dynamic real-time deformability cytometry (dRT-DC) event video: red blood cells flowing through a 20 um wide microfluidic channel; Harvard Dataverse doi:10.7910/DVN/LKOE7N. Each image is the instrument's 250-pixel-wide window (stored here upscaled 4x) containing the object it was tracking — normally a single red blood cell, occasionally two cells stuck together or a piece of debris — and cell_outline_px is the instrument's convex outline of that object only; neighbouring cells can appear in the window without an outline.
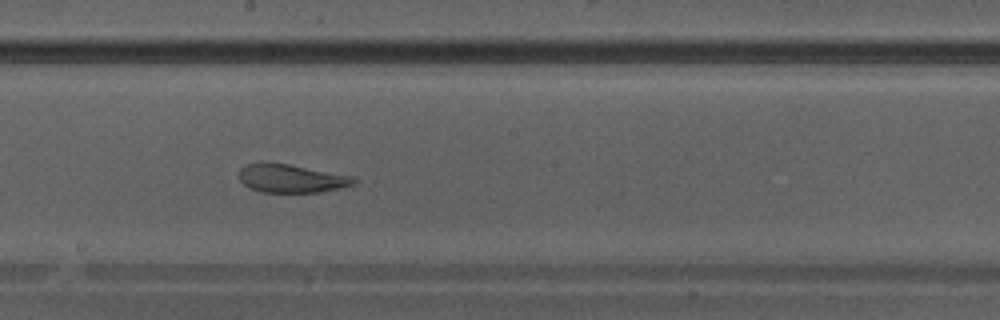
{"species": "Egyptian fruit bat (a non-hibernating species)", "species_latin": "Rousettus aegyptiacus", "temperature_condition": "warm", "stored_images_in_passage": 40, "camera_frame_rate_fps": 3000, "um_per_image_px": 0.085, "animal": {"sex": "male"}, "frame": {"image": 1, "passage_image": 23, "time_ms": 7.333, "image_size_px": [1000, 320], "cell_outline_px": [[356, 184], [320, 192], [260, 192], [248, 188], [240, 180], [240, 168], [244, 164], [260, 160], [288, 164], [352, 176], [356, 180]], "centroid_in_image_um": [24.68, 15.14], "position_along_channel_um": 223.5, "area_um2": 19.19}}